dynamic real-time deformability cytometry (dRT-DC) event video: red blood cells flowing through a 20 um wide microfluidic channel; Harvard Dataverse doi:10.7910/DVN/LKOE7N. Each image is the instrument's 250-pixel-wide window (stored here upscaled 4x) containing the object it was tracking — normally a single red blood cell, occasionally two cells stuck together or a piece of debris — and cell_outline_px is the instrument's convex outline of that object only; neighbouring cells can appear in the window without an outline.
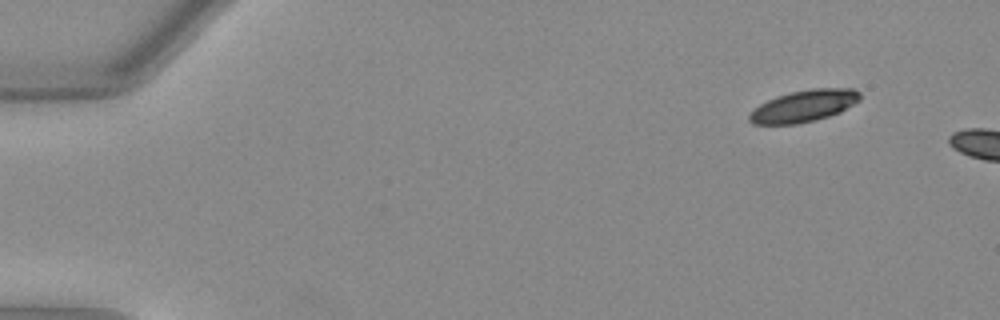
{"species": "Egyptian fruit bat (a non-hibernating species)", "species_latin": "Rousettus aegyptiacus", "temperature_condition": "warm", "stored_images_in_passage": 9, "camera_frame_rate_fps": 3000, "um_per_image_px": 0.085, "animal": {"sex": "female"}, "frame": {"image": 1, "passage_image": 1, "time_ms": 0.0, "image_size_px": [1000, 320], "cell_outline_px": [[860, 100], [840, 112], [828, 116], [796, 124], [752, 124], [748, 120], [748, 116], [752, 108], [776, 96], [792, 92], [812, 88], [856, 88], [860, 92]], "centroid_in_image_um": [68.31, 9.0], "position_along_channel_um": 16.7, "area_um2": 20.52}}